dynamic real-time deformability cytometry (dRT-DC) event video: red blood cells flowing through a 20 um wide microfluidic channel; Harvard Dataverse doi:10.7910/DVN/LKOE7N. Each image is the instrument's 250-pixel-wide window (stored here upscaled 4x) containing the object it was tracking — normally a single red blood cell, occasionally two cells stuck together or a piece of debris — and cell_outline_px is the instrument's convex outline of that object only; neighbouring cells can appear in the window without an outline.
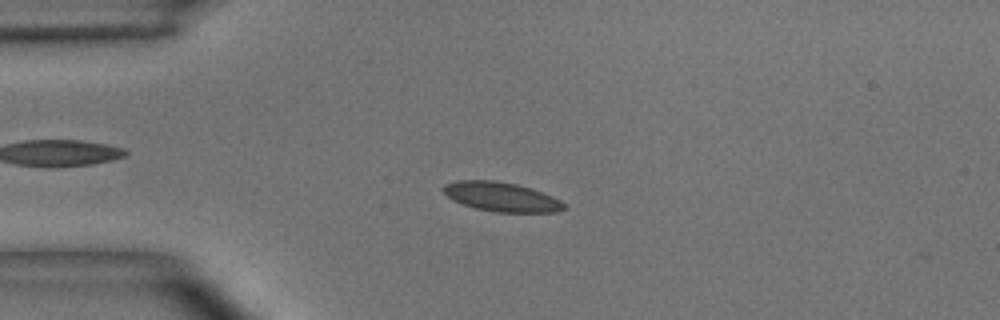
{"species": "common noctule bat (a hibernating species)", "species_latin": "Nyctalus noctula", "temperature_condition": "room temperature", "stored_images_in_passage": 7, "camera_frame_rate_fps": 3000, "um_per_image_px": 0.085, "animal": {"sex": "male", "body_mass_g": 15.6}, "frame": {"image": 1, "passage_image": 2, "time_ms": 1.333, "image_size_px": [1000, 320], "cell_outline_px": [[568, 208], [556, 212], [496, 212], [476, 208], [452, 200], [440, 188], [444, 184], [456, 180], [492, 180], [516, 184], [552, 196], [568, 204]], "centroid_in_image_um": [42.62, 16.73], "position_along_channel_um": 42.4, "area_um2": 20.58}}
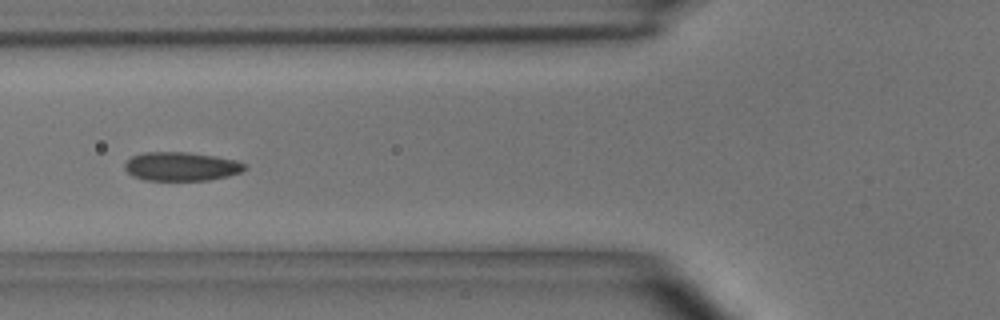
{"frame": {"image": 2, "passage_image": 4, "time_ms": 3.667, "image_size_px": [1000, 320], "cell_outline_px": [[248, 168], [240, 172], [228, 176], [208, 180], [144, 180], [132, 176], [124, 168], [124, 164], [132, 156], [144, 152], [188, 152], [216, 156], [236, 160], [248, 164]], "centroid_in_image_um": [15.43, 14.14], "position_along_channel_um": 110.4, "area_um2": 20.29}}